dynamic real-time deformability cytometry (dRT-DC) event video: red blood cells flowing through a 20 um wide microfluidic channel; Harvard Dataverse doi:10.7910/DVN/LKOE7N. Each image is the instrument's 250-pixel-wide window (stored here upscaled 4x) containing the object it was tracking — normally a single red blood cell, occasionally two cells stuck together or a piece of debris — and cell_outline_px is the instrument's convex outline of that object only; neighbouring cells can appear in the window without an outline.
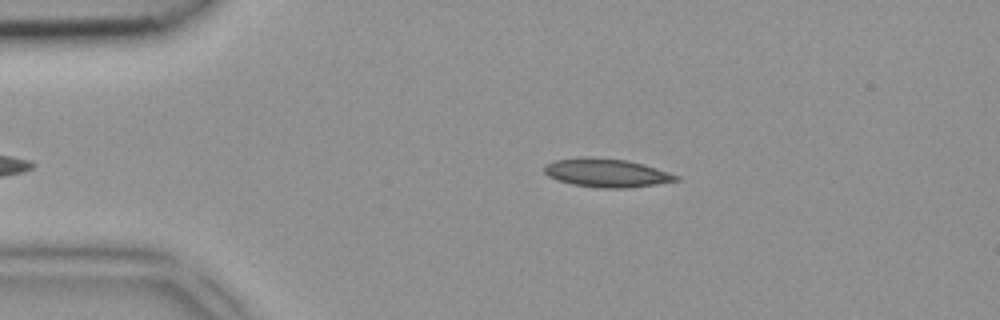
{"species": "common noctule bat (a hibernating species)", "species_latin": "Nyctalus noctula", "temperature_condition": "room temperature", "stored_images_in_passage": 35, "camera_frame_rate_fps": 3000, "um_per_image_px": 0.085, "animal": {"sex": "female", "body_mass_g": 18.4}, "frame": {"image": 1, "passage_image": 3, "time_ms": 0.667, "image_size_px": [1000, 320], "cell_outline_px": [[680, 180], [656, 184], [628, 188], [600, 188], [572, 184], [548, 176], [544, 172], [544, 164], [556, 160], [584, 156], [588, 156], [628, 160], [644, 164], [680, 176]], "centroid_in_image_um": [51.56, 14.68], "position_along_channel_um": 33.4, "area_um2": 21.96}}
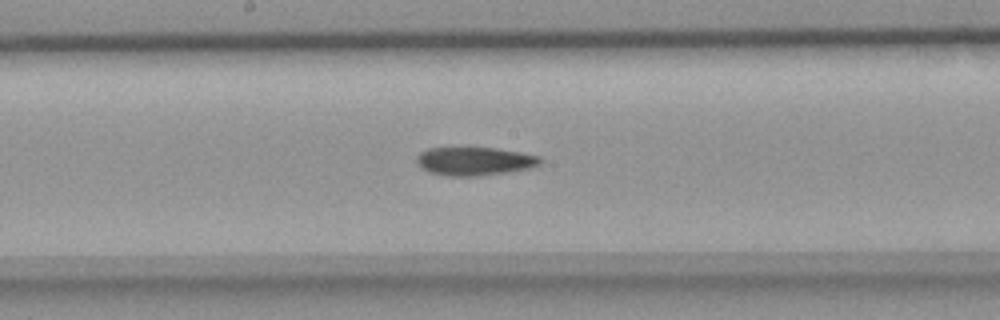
{"frame": {"image": 2, "passage_image": 18, "time_ms": 5.667, "image_size_px": [1000, 320], "cell_outline_px": [[544, 160], [540, 164], [532, 168], [508, 172], [476, 176], [444, 176], [428, 172], [420, 168], [416, 160], [416, 156], [420, 152], [428, 148], [496, 148], [520, 152], [540, 156]], "centroid_in_image_um": [40.34, 13.71], "position_along_channel_um": 207.9, "area_um2": 20.69}}
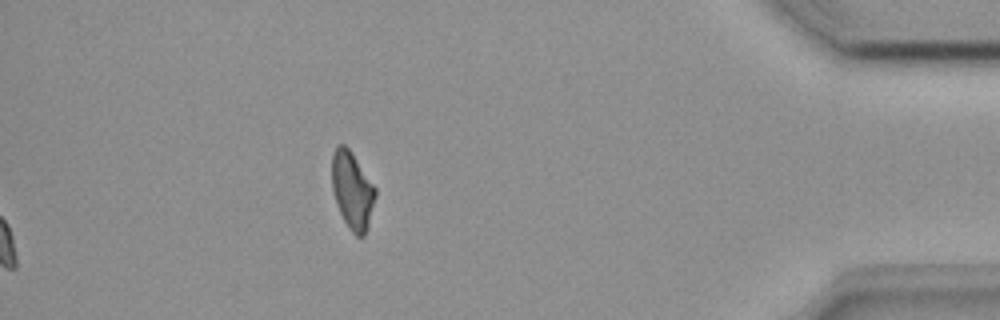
{"frame": {"image": 3, "passage_image": 35, "time_ms": 11.333, "image_size_px": [1000, 320], "cell_outline_px": [[376, 196], [368, 224], [364, 236], [356, 236], [352, 232], [344, 220], [340, 212], [332, 188], [332, 152], [340, 144], [344, 144], [352, 152], [376, 188]], "centroid_in_image_um": [29.94, 16.15], "position_along_channel_um": 405.3, "area_um2": 19.31}}